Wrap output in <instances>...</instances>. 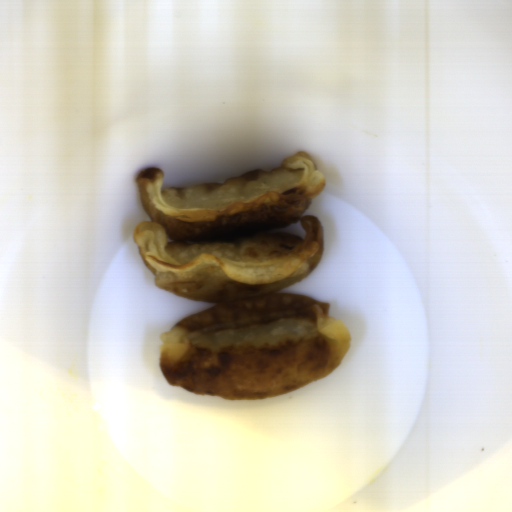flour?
Segmentation results:
<instances>
[{
	"label": "flour",
	"instance_id": "flour-1",
	"mask_svg": "<svg viewBox=\"0 0 512 512\" xmlns=\"http://www.w3.org/2000/svg\"><path fill=\"white\" fill-rule=\"evenodd\" d=\"M161 167L135 184L150 221L132 231L156 286L217 304L159 337L169 385L228 401L277 398L319 381L344 359L347 326L313 298L277 293L305 278L323 255V225L303 216L326 186L304 151L280 167L223 183L163 190ZM306 235L272 231L296 221Z\"/></svg>",
	"mask_w": 512,
	"mask_h": 512
}]
</instances>
